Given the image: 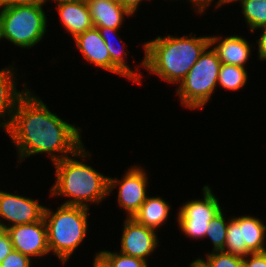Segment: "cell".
<instances>
[{"instance_id":"obj_1","label":"cell","mask_w":266,"mask_h":267,"mask_svg":"<svg viewBox=\"0 0 266 267\" xmlns=\"http://www.w3.org/2000/svg\"><path fill=\"white\" fill-rule=\"evenodd\" d=\"M7 133L18 149L20 161L38 153H48L52 163L69 154L74 158L89 154L84 150L80 129L52 113L30 90L18 101Z\"/></svg>"},{"instance_id":"obj_2","label":"cell","mask_w":266,"mask_h":267,"mask_svg":"<svg viewBox=\"0 0 266 267\" xmlns=\"http://www.w3.org/2000/svg\"><path fill=\"white\" fill-rule=\"evenodd\" d=\"M206 48H211L210 36H158L144 44L140 64L169 83H180Z\"/></svg>"},{"instance_id":"obj_3","label":"cell","mask_w":266,"mask_h":267,"mask_svg":"<svg viewBox=\"0 0 266 267\" xmlns=\"http://www.w3.org/2000/svg\"><path fill=\"white\" fill-rule=\"evenodd\" d=\"M53 164L56 168V182L51 188V195L69 197L63 205L89 208L88 202L99 203L109 194V177L84 162L65 157Z\"/></svg>"},{"instance_id":"obj_4","label":"cell","mask_w":266,"mask_h":267,"mask_svg":"<svg viewBox=\"0 0 266 267\" xmlns=\"http://www.w3.org/2000/svg\"><path fill=\"white\" fill-rule=\"evenodd\" d=\"M88 210L83 206L63 204L54 213L45 208L48 247L63 264L86 236Z\"/></svg>"},{"instance_id":"obj_5","label":"cell","mask_w":266,"mask_h":267,"mask_svg":"<svg viewBox=\"0 0 266 267\" xmlns=\"http://www.w3.org/2000/svg\"><path fill=\"white\" fill-rule=\"evenodd\" d=\"M44 3H26L1 6L0 39L21 48L36 45L46 32L47 19Z\"/></svg>"},{"instance_id":"obj_6","label":"cell","mask_w":266,"mask_h":267,"mask_svg":"<svg viewBox=\"0 0 266 267\" xmlns=\"http://www.w3.org/2000/svg\"><path fill=\"white\" fill-rule=\"evenodd\" d=\"M207 49L200 55L177 89L182 105L189 109L203 108L218 85L222 63L213 48L208 51Z\"/></svg>"},{"instance_id":"obj_7","label":"cell","mask_w":266,"mask_h":267,"mask_svg":"<svg viewBox=\"0 0 266 267\" xmlns=\"http://www.w3.org/2000/svg\"><path fill=\"white\" fill-rule=\"evenodd\" d=\"M203 200H191L186 202L177 215V221L181 231L191 238H205L210 221L221 210L218 199L213 195L211 188L203 187Z\"/></svg>"},{"instance_id":"obj_8","label":"cell","mask_w":266,"mask_h":267,"mask_svg":"<svg viewBox=\"0 0 266 267\" xmlns=\"http://www.w3.org/2000/svg\"><path fill=\"white\" fill-rule=\"evenodd\" d=\"M147 173L139 166L130 168L125 176L118 180L109 177V193L119 186L118 203L127 211V218H132L147 198Z\"/></svg>"},{"instance_id":"obj_9","label":"cell","mask_w":266,"mask_h":267,"mask_svg":"<svg viewBox=\"0 0 266 267\" xmlns=\"http://www.w3.org/2000/svg\"><path fill=\"white\" fill-rule=\"evenodd\" d=\"M6 230L16 251L30 258L42 257L50 252L44 218L33 223L14 225Z\"/></svg>"},{"instance_id":"obj_10","label":"cell","mask_w":266,"mask_h":267,"mask_svg":"<svg viewBox=\"0 0 266 267\" xmlns=\"http://www.w3.org/2000/svg\"><path fill=\"white\" fill-rule=\"evenodd\" d=\"M39 201L0 191V217L11 222L6 226L0 220V228L28 224L40 221L44 218L45 208L38 203Z\"/></svg>"},{"instance_id":"obj_11","label":"cell","mask_w":266,"mask_h":267,"mask_svg":"<svg viewBox=\"0 0 266 267\" xmlns=\"http://www.w3.org/2000/svg\"><path fill=\"white\" fill-rule=\"evenodd\" d=\"M120 253L146 261L158 244L156 231L127 218L124 223Z\"/></svg>"},{"instance_id":"obj_12","label":"cell","mask_w":266,"mask_h":267,"mask_svg":"<svg viewBox=\"0 0 266 267\" xmlns=\"http://www.w3.org/2000/svg\"><path fill=\"white\" fill-rule=\"evenodd\" d=\"M61 22L73 38L93 27V21L86 0L57 2Z\"/></svg>"},{"instance_id":"obj_13","label":"cell","mask_w":266,"mask_h":267,"mask_svg":"<svg viewBox=\"0 0 266 267\" xmlns=\"http://www.w3.org/2000/svg\"><path fill=\"white\" fill-rule=\"evenodd\" d=\"M83 57L97 67L111 72V56L97 27H92L74 38Z\"/></svg>"},{"instance_id":"obj_14","label":"cell","mask_w":266,"mask_h":267,"mask_svg":"<svg viewBox=\"0 0 266 267\" xmlns=\"http://www.w3.org/2000/svg\"><path fill=\"white\" fill-rule=\"evenodd\" d=\"M221 38L210 36V46L217 44L212 48L217 52L221 63L245 67L251 52L248 41L237 35L224 37L222 40Z\"/></svg>"},{"instance_id":"obj_15","label":"cell","mask_w":266,"mask_h":267,"mask_svg":"<svg viewBox=\"0 0 266 267\" xmlns=\"http://www.w3.org/2000/svg\"><path fill=\"white\" fill-rule=\"evenodd\" d=\"M15 73L13 69L4 68L0 70V118H4L7 113L10 119L0 122V126L7 132L13 113L16 109L18 101L27 93L28 89L18 92L16 89ZM14 78V80H13Z\"/></svg>"},{"instance_id":"obj_16","label":"cell","mask_w":266,"mask_h":267,"mask_svg":"<svg viewBox=\"0 0 266 267\" xmlns=\"http://www.w3.org/2000/svg\"><path fill=\"white\" fill-rule=\"evenodd\" d=\"M89 6L90 14L94 27H110L119 29L122 25L123 15H131L119 3H113L105 0H86Z\"/></svg>"},{"instance_id":"obj_17","label":"cell","mask_w":266,"mask_h":267,"mask_svg":"<svg viewBox=\"0 0 266 267\" xmlns=\"http://www.w3.org/2000/svg\"><path fill=\"white\" fill-rule=\"evenodd\" d=\"M170 205L161 197H148L132 217L137 223L156 231L169 215Z\"/></svg>"},{"instance_id":"obj_18","label":"cell","mask_w":266,"mask_h":267,"mask_svg":"<svg viewBox=\"0 0 266 267\" xmlns=\"http://www.w3.org/2000/svg\"><path fill=\"white\" fill-rule=\"evenodd\" d=\"M240 226L242 235V244L252 253H262L266 251L264 246L266 226L260 219L252 216H238L233 218Z\"/></svg>"},{"instance_id":"obj_19","label":"cell","mask_w":266,"mask_h":267,"mask_svg":"<svg viewBox=\"0 0 266 267\" xmlns=\"http://www.w3.org/2000/svg\"><path fill=\"white\" fill-rule=\"evenodd\" d=\"M101 37L104 39L105 44L107 46V49L111 56V72L116 73L117 75L124 76L135 83L137 82L140 84L141 82V76L140 73L138 74V71L131 70L128 65L125 62L124 57H127V54L124 52L123 46H121L122 49H117L113 43L112 40L109 39V35L111 33H115L118 31V29H113L110 27H97ZM115 39V37H113ZM112 38V39H113ZM120 47V46H119Z\"/></svg>"},{"instance_id":"obj_20","label":"cell","mask_w":266,"mask_h":267,"mask_svg":"<svg viewBox=\"0 0 266 267\" xmlns=\"http://www.w3.org/2000/svg\"><path fill=\"white\" fill-rule=\"evenodd\" d=\"M98 267H148L147 261L122 253L100 251L94 258Z\"/></svg>"},{"instance_id":"obj_21","label":"cell","mask_w":266,"mask_h":267,"mask_svg":"<svg viewBox=\"0 0 266 267\" xmlns=\"http://www.w3.org/2000/svg\"><path fill=\"white\" fill-rule=\"evenodd\" d=\"M245 67L222 63L218 75V84L226 90L236 91L245 86L247 71Z\"/></svg>"},{"instance_id":"obj_22","label":"cell","mask_w":266,"mask_h":267,"mask_svg":"<svg viewBox=\"0 0 266 267\" xmlns=\"http://www.w3.org/2000/svg\"><path fill=\"white\" fill-rule=\"evenodd\" d=\"M250 31L266 26V0H240Z\"/></svg>"},{"instance_id":"obj_23","label":"cell","mask_w":266,"mask_h":267,"mask_svg":"<svg viewBox=\"0 0 266 267\" xmlns=\"http://www.w3.org/2000/svg\"><path fill=\"white\" fill-rule=\"evenodd\" d=\"M222 251H224L225 253L235 254L242 257H248L252 253L246 247V244H242L240 226L233 218L229 220L226 242Z\"/></svg>"},{"instance_id":"obj_24","label":"cell","mask_w":266,"mask_h":267,"mask_svg":"<svg viewBox=\"0 0 266 267\" xmlns=\"http://www.w3.org/2000/svg\"><path fill=\"white\" fill-rule=\"evenodd\" d=\"M228 223L229 220L225 222V217L223 215L222 209L210 221L205 237H209L211 239V242H213V251H221L224 249L227 237Z\"/></svg>"},{"instance_id":"obj_25","label":"cell","mask_w":266,"mask_h":267,"mask_svg":"<svg viewBox=\"0 0 266 267\" xmlns=\"http://www.w3.org/2000/svg\"><path fill=\"white\" fill-rule=\"evenodd\" d=\"M206 261L202 259L208 267H243V257L224 251H213L206 255Z\"/></svg>"},{"instance_id":"obj_26","label":"cell","mask_w":266,"mask_h":267,"mask_svg":"<svg viewBox=\"0 0 266 267\" xmlns=\"http://www.w3.org/2000/svg\"><path fill=\"white\" fill-rule=\"evenodd\" d=\"M31 258L13 250L1 263L0 267H30Z\"/></svg>"},{"instance_id":"obj_27","label":"cell","mask_w":266,"mask_h":267,"mask_svg":"<svg viewBox=\"0 0 266 267\" xmlns=\"http://www.w3.org/2000/svg\"><path fill=\"white\" fill-rule=\"evenodd\" d=\"M11 237L6 229L0 228V263L13 251Z\"/></svg>"},{"instance_id":"obj_28","label":"cell","mask_w":266,"mask_h":267,"mask_svg":"<svg viewBox=\"0 0 266 267\" xmlns=\"http://www.w3.org/2000/svg\"><path fill=\"white\" fill-rule=\"evenodd\" d=\"M249 257L250 259L246 256L243 257V267H266V251L262 253H251Z\"/></svg>"},{"instance_id":"obj_29","label":"cell","mask_w":266,"mask_h":267,"mask_svg":"<svg viewBox=\"0 0 266 267\" xmlns=\"http://www.w3.org/2000/svg\"><path fill=\"white\" fill-rule=\"evenodd\" d=\"M262 28L263 33L256 42L258 43V57L260 60H266V26L260 27Z\"/></svg>"},{"instance_id":"obj_30","label":"cell","mask_w":266,"mask_h":267,"mask_svg":"<svg viewBox=\"0 0 266 267\" xmlns=\"http://www.w3.org/2000/svg\"><path fill=\"white\" fill-rule=\"evenodd\" d=\"M143 0H119V4L133 15Z\"/></svg>"},{"instance_id":"obj_31","label":"cell","mask_w":266,"mask_h":267,"mask_svg":"<svg viewBox=\"0 0 266 267\" xmlns=\"http://www.w3.org/2000/svg\"><path fill=\"white\" fill-rule=\"evenodd\" d=\"M42 3V0H0V7L12 4Z\"/></svg>"},{"instance_id":"obj_32","label":"cell","mask_w":266,"mask_h":267,"mask_svg":"<svg viewBox=\"0 0 266 267\" xmlns=\"http://www.w3.org/2000/svg\"><path fill=\"white\" fill-rule=\"evenodd\" d=\"M190 2L194 5L193 7H196L195 9H197L200 14L204 12L205 8L208 6L207 0H190Z\"/></svg>"},{"instance_id":"obj_33","label":"cell","mask_w":266,"mask_h":267,"mask_svg":"<svg viewBox=\"0 0 266 267\" xmlns=\"http://www.w3.org/2000/svg\"><path fill=\"white\" fill-rule=\"evenodd\" d=\"M190 267H208V266L201 258H198L190 264Z\"/></svg>"},{"instance_id":"obj_34","label":"cell","mask_w":266,"mask_h":267,"mask_svg":"<svg viewBox=\"0 0 266 267\" xmlns=\"http://www.w3.org/2000/svg\"><path fill=\"white\" fill-rule=\"evenodd\" d=\"M235 1H240V0H219L218 2H217V6L216 7H220L221 5H225V4H227V3H232V2H235Z\"/></svg>"},{"instance_id":"obj_35","label":"cell","mask_w":266,"mask_h":267,"mask_svg":"<svg viewBox=\"0 0 266 267\" xmlns=\"http://www.w3.org/2000/svg\"><path fill=\"white\" fill-rule=\"evenodd\" d=\"M105 1L113 2V3H119V0H105Z\"/></svg>"},{"instance_id":"obj_36","label":"cell","mask_w":266,"mask_h":267,"mask_svg":"<svg viewBox=\"0 0 266 267\" xmlns=\"http://www.w3.org/2000/svg\"><path fill=\"white\" fill-rule=\"evenodd\" d=\"M47 0H42V3H45ZM55 2H59V1H67V0H54Z\"/></svg>"},{"instance_id":"obj_37","label":"cell","mask_w":266,"mask_h":267,"mask_svg":"<svg viewBox=\"0 0 266 267\" xmlns=\"http://www.w3.org/2000/svg\"><path fill=\"white\" fill-rule=\"evenodd\" d=\"M207 1H208V6H209V4H211L213 0H207Z\"/></svg>"}]
</instances>
